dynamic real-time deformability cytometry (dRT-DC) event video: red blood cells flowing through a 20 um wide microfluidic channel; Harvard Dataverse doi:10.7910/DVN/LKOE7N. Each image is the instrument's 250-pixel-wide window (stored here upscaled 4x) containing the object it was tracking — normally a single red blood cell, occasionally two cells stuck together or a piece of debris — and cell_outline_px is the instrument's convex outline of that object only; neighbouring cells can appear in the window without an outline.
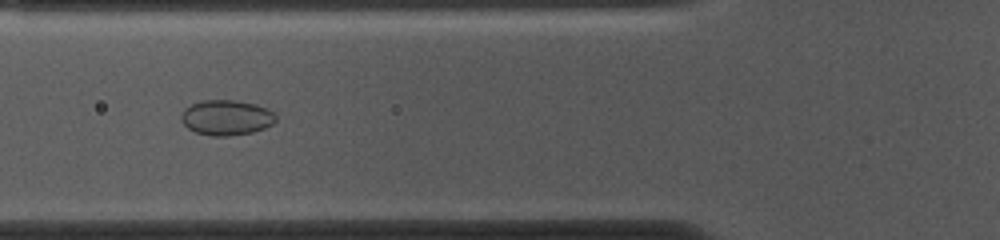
{"species": "common noctule bat (a hibernating species)", "species_latin": "Nyctalus noctula", "temperature_condition": "cold", "stored_images_in_passage": 52, "camera_frame_rate_fps": 3000, "um_per_image_px": 0.085, "animal": {"sex": "female", "body_mass_g": 10.0, "forearm_length_mm": 53.1}, "frame": {"image": 1, "passage_image": 18, "time_ms": 5.667, "image_size_px": [1000, 240], "cell_outline_px": [[276, 120], [272, 124], [264, 128], [252, 132], [228, 136], [212, 136], [196, 132], [188, 128], [180, 120], [180, 116], [184, 108], [192, 104], [204, 100], [236, 100], [256, 104], [268, 108], [276, 116]], "centroid_in_image_um": [19.24, 9.99], "position_along_channel_um": 106.6, "area_um2": 19.48}}
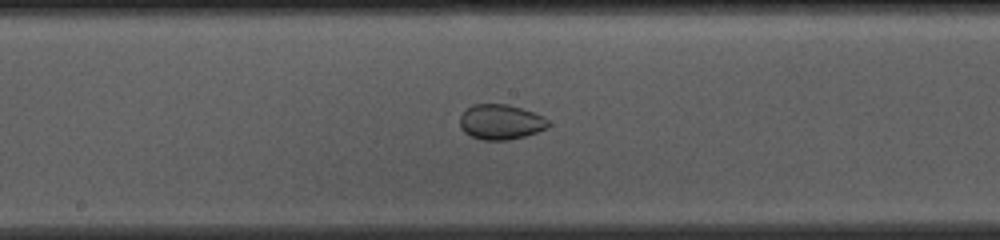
{"frame": {"image": 2, "passage_image": 26, "time_ms": 8.333, "image_size_px": [1000, 240], "cell_outline_px": [[548, 128], [524, 136], [508, 140], [484, 140], [472, 136], [464, 132], [460, 128], [460, 116], [472, 104], [508, 104], [544, 116], [548, 120]], "centroid_in_image_um": [42.55, 10.37], "position_along_channel_um": 205.6, "area_um2": 17.98}}
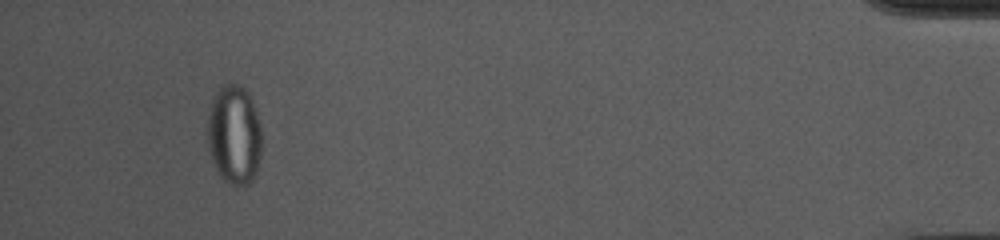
{"frame": {"image": 3, "passage_image": 49, "time_ms": 16.0, "image_size_px": [1000, 240], "cell_outline_px": [[260, 160], [256, 176], [252, 180], [244, 184], [232, 184], [224, 180], [220, 176], [212, 160], [208, 148], [208, 116], [212, 100], [216, 92], [224, 84], [240, 84], [248, 92], [252, 100], [256, 112], [260, 128]], "centroid_in_image_um": [19.91, 11.45], "position_along_channel_um": 415.3, "area_um2": 31.21}, "authors_computed_cell_mechanics": {"area_um2": 24.4783, "velocity_mm_per_s": 3.705, "shape_relaxation_time_tau1_ms": null, "shape_relaxation_time_tau2_ms": 2.0273, "deformation_change_tau1": null, "deformation_change_tau2": 0.0339}}